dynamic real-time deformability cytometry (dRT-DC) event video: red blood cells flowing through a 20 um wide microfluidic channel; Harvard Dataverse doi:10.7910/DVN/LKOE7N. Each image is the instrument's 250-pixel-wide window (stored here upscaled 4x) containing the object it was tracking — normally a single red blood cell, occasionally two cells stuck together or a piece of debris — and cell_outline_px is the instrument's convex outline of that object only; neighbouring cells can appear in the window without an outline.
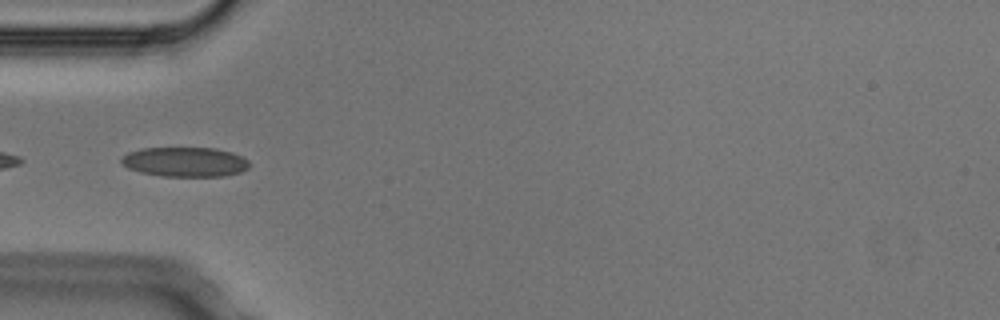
{"species": "Egyptian fruit bat (a non-hibernating species)", "species_latin": "Rousettus aegyptiacus", "temperature_condition": "cold", "stored_images_in_passage": 7, "camera_frame_rate_fps": 3000, "um_per_image_px": 0.085, "animal": {"sex": "male"}, "frame": {"image": 1, "passage_image": 4, "time_ms": 1.0, "image_size_px": [1000, 320], "cell_outline_px": [[252, 164], [248, 168], [240, 172], [224, 176], [160, 176], [140, 172], [128, 168], [120, 164], [120, 160], [128, 152], [140, 148], [216, 148], [232, 152], [248, 160]], "centroid_in_image_um": [15.72, 13.76], "position_along_channel_um": 69.3, "area_um2": 22.25}}
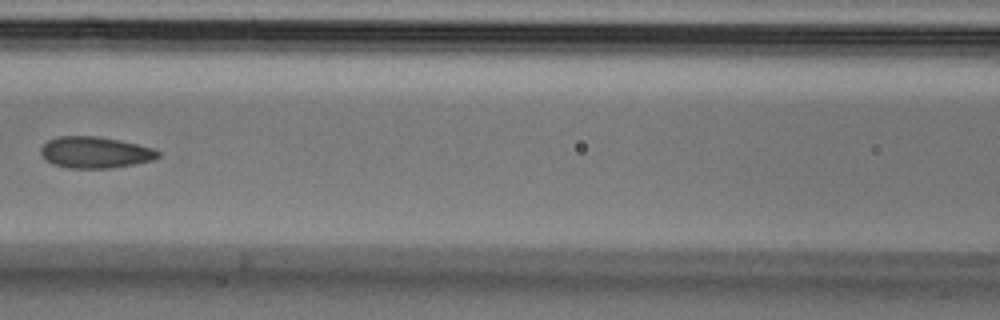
{"frame": {"image": 2, "passage_image": 6, "time_ms": 1.667, "image_size_px": [1000, 320], "cell_outline_px": [[160, 156], [152, 160], [136, 164], [112, 168], [68, 168], [52, 164], [44, 160], [40, 156], [40, 148], [48, 140], [56, 136], [100, 136], [120, 140], [152, 148], [160, 152]], "centroid_in_image_um": [8.04, 12.95], "position_along_channel_um": 158.6, "area_um2": 21.73}}
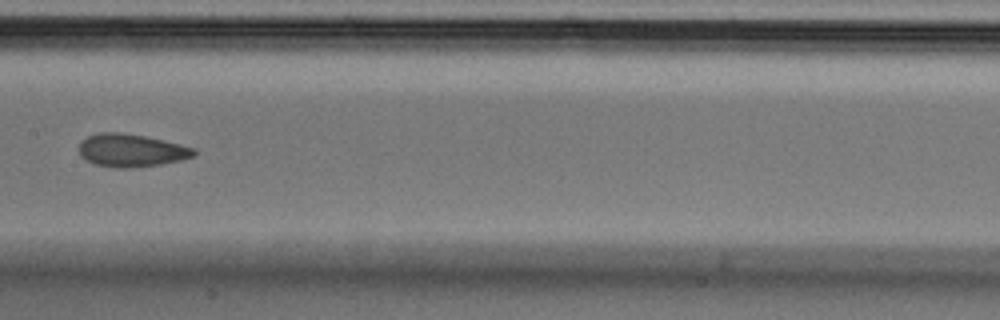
{"frame": {"image": 3, "passage_image": 7, "time_ms": 2.0, "image_size_px": [1000, 320], "cell_outline_px": [[196, 152], [192, 156], [180, 160], [160, 164], [132, 168], [116, 168], [96, 164], [80, 156], [80, 144], [88, 136], [100, 132], [120, 132], [144, 136], [180, 144], [196, 148]], "centroid_in_image_um": [11.16, 12.78], "position_along_channel_um": 196.2, "area_um2": 21.73}}